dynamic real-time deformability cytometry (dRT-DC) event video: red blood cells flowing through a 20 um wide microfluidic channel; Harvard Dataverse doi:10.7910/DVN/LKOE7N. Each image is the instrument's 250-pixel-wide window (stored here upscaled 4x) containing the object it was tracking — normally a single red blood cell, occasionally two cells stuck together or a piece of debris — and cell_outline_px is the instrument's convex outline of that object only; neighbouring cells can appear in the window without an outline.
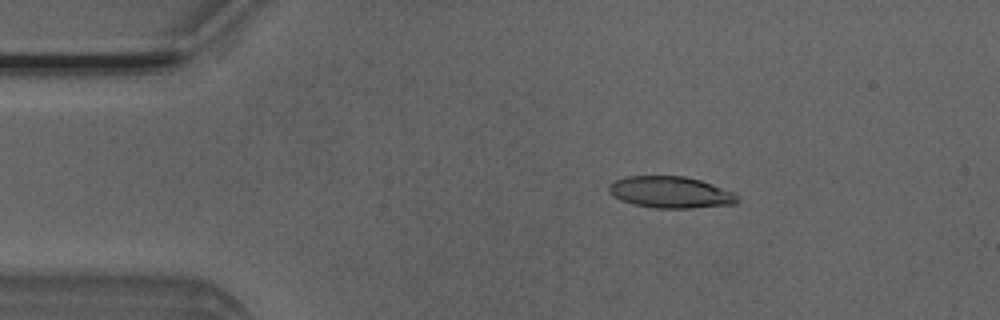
{"species": "Egyptian fruit bat (a non-hibernating species)", "species_latin": "Rousettus aegyptiacus", "temperature_condition": "room temperature", "stored_images_in_passage": 50, "camera_frame_rate_fps": 3000, "um_per_image_px": 0.085, "animal": {"sex": "male"}, "frame": {"image": 1, "passage_image": 8, "time_ms": 2.333, "image_size_px": [1000, 320], "cell_outline_px": [[740, 200], [736, 204], [692, 208], [656, 208], [632, 204], [620, 200], [608, 192], [608, 188], [616, 180], [624, 176], [684, 176], [700, 180], [736, 192]], "centroid_in_image_um": [57.04, 16.35], "position_along_channel_um": 28.0, "area_um2": 23.81}}
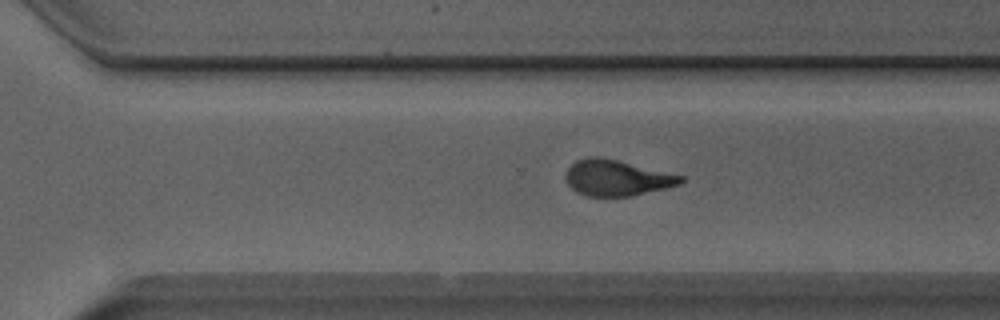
{"frame": {"image": 2, "passage_image": 34, "time_ms": 11.0, "image_size_px": [1000, 320], "cell_outline_px": [[684, 180], [680, 184], [632, 196], [588, 196], [576, 192], [568, 184], [564, 176], [568, 168], [576, 160], [588, 156], [596, 156], [616, 160], [684, 176]], "centroid_in_image_um": [52.39, 15.12], "position_along_channel_um": 318.2, "area_um2": 23.81}}
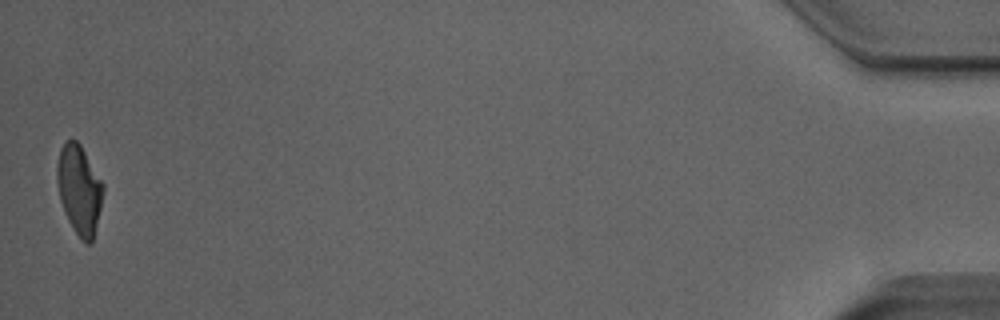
{"frame": {"image": 3, "passage_image": 50, "time_ms": 16.333, "image_size_px": [1000, 320], "cell_outline_px": [[104, 192], [92, 240], [88, 244], [80, 240], [68, 220], [64, 212], [60, 200], [56, 180], [56, 164], [60, 148], [68, 140], [76, 140], [80, 144], [104, 184]], "centroid_in_image_um": [6.72, 16.1], "position_along_channel_um": 428.5, "area_um2": 23.87}, "authors_computed_cell_mechanics": {"area_um2": 24.2471, "velocity_mm_per_s": 3.9631, "shape_relaxation_time_tau1_ms": 4.9476, "shape_relaxation_time_tau2_ms": 1.3051, "deformation_change_tau1": 0.2086, "deformation_change_tau2": 0.0782}}